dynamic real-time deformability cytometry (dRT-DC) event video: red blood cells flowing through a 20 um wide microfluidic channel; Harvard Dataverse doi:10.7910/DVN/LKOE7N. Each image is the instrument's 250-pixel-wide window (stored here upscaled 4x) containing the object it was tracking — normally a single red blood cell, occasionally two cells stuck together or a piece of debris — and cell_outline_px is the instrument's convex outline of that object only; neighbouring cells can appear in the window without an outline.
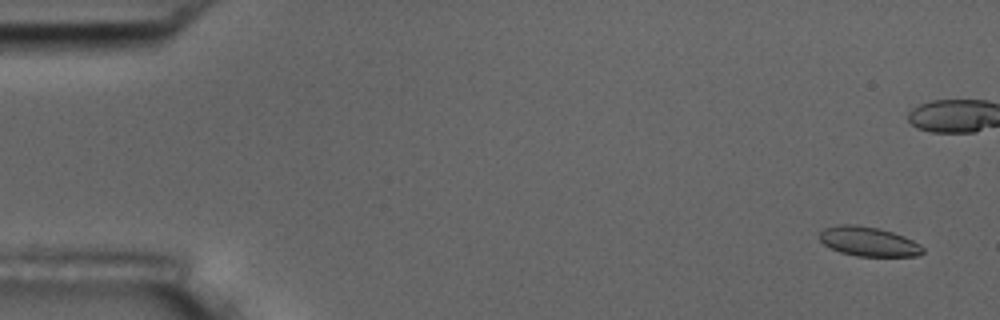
{"species": "common noctule bat (a hibernating species)", "species_latin": "Nyctalus noctula", "temperature_condition": "room temperature", "stored_images_in_passage": 6, "camera_frame_rate_fps": 3000, "um_per_image_px": 0.085, "animal": {"sex": "male", "body_mass_g": 17.5, "forearm_length_mm": 52.3}, "frame": {"image": 1, "passage_image": 1, "time_ms": 0.0, "image_size_px": [1000, 320], "cell_outline_px": [[924, 252], [916, 256], [856, 256], [840, 252], [824, 244], [820, 240], [820, 232], [824, 228], [840, 224], [856, 224], [880, 228], [904, 236], [920, 244], [924, 248]], "centroid_in_image_um": [73.83, 20.52], "position_along_channel_um": 11.2, "area_um2": 17.74}}